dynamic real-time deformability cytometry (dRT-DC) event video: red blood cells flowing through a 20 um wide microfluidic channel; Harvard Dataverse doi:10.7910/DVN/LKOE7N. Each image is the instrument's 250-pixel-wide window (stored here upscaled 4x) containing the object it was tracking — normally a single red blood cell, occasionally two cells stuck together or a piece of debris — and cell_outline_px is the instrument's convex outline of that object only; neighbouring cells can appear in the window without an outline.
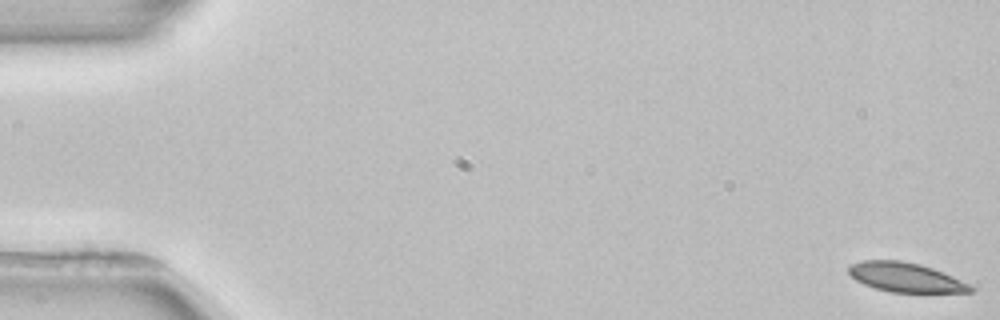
{"species": "common noctule bat (a hibernating species)", "species_latin": "Nyctalus noctula", "temperature_condition": "room temperature", "stored_images_in_passage": 4, "camera_frame_rate_fps": 3000, "um_per_image_px": 0.085, "animal": {"sex": "female", "body_mass_g": 22.7, "forearm_length_mm": 54.2}, "frame": {"image": 1, "passage_image": 1, "time_ms": 0.0, "image_size_px": [1000, 320], "cell_outline_px": [[976, 288], [972, 292], [892, 292], [876, 288], [864, 284], [856, 280], [848, 272], [848, 268], [852, 264], [860, 260], [900, 260], [920, 264], [944, 272]], "centroid_in_image_um": [76.97, 23.56], "position_along_channel_um": 8.0, "area_um2": 20.69}}
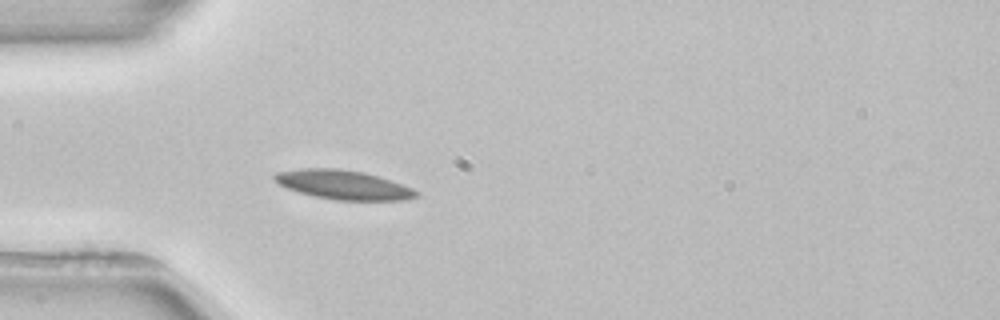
{"frame": {"image": 2, "passage_image": 4, "time_ms": 5.0, "image_size_px": [1000, 320], "cell_outline_px": [[420, 196], [404, 200], [336, 200], [316, 196], [300, 192], [288, 188], [272, 180], [272, 176], [276, 172], [300, 168], [336, 168], [364, 172], [380, 176], [392, 180], [412, 188], [420, 192]], "centroid_in_image_um": [29.21, 15.69], "position_along_channel_um": 55.8, "area_um2": 24.22}}